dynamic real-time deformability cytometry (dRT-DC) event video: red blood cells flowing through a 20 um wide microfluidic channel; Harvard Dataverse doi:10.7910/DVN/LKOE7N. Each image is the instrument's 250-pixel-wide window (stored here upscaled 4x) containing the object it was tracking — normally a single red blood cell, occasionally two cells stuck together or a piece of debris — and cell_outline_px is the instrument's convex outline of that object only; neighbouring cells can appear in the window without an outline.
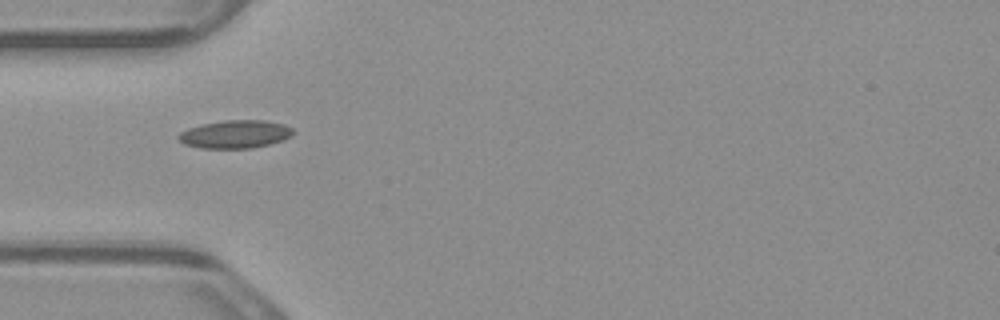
{"species": "common noctule bat (a hibernating species)", "species_latin": "Nyctalus noctula", "temperature_condition": "warm", "stored_images_in_passage": 7, "camera_frame_rate_fps": 3000, "um_per_image_px": 0.085, "animal": {"sex": "male", "body_mass_g": 23.1, "forearm_length_mm": 52.7}, "frame": {"image": 1, "passage_image": 5, "time_ms": 1.333, "image_size_px": [1000, 320], "cell_outline_px": [[296, 132], [292, 136], [284, 140], [252, 148], [200, 148], [184, 144], [176, 136], [180, 132], [188, 128], [204, 124], [224, 120], [264, 120], [284, 124], [292, 128]], "centroid_in_image_um": [20.02, 11.41], "position_along_channel_um": 65.0, "area_um2": 18.79}}
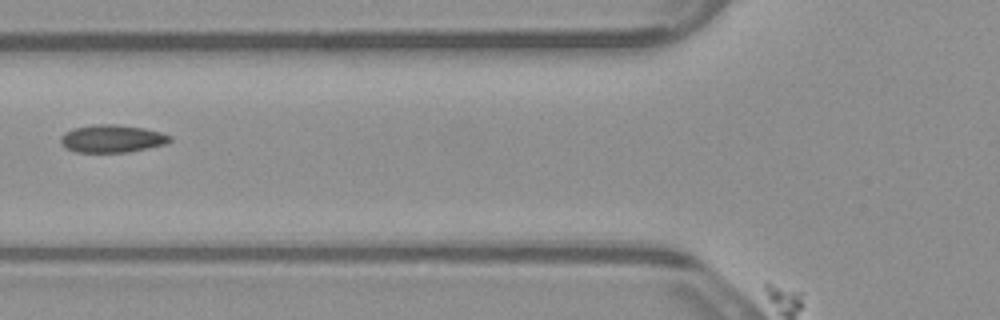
{"frame": {"image": 2, "passage_image": 6, "time_ms": 1.667, "image_size_px": [1000, 320], "cell_outline_px": [[172, 140], [164, 144], [148, 148], [128, 152], [76, 152], [68, 148], [60, 140], [60, 136], [64, 132], [72, 128], [92, 124], [116, 124], [144, 128], [160, 132], [172, 136]], "centroid_in_image_um": [9.52, 11.77], "position_along_channel_um": 116.3, "area_um2": 17.63}}